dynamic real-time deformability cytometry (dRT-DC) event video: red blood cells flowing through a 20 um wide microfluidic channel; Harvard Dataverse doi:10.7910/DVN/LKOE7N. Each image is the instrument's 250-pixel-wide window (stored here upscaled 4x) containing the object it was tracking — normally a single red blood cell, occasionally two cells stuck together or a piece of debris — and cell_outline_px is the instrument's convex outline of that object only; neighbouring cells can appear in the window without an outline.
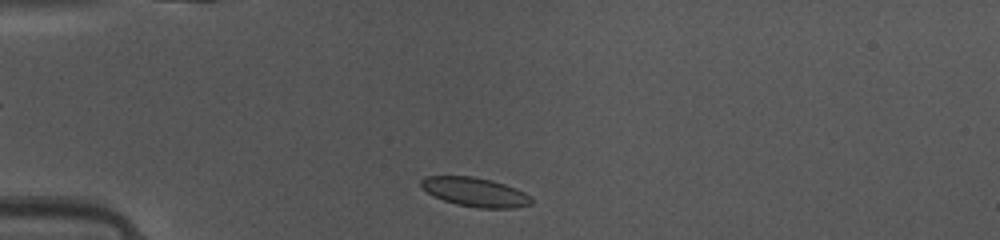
{"species": "common noctule bat (a hibernating species)", "species_latin": "Nyctalus noctula", "temperature_condition": "warm", "stored_images_in_passage": 40, "camera_frame_rate_fps": 3000, "um_per_image_px": 0.085, "animal": {"sex": "female", "body_mass_g": 10.0, "forearm_length_mm": 53.1}, "frame": {"image": 1, "passage_image": 4, "time_ms": 1.0, "image_size_px": [1000, 240], "cell_outline_px": [[532, 204], [512, 208], [480, 208], [456, 204], [432, 196], [420, 184], [420, 180], [424, 176], [472, 176], [492, 180], [516, 188], [532, 196]], "centroid_in_image_um": [40.39, 16.32], "position_along_channel_um": 44.6, "area_um2": 18.73}}
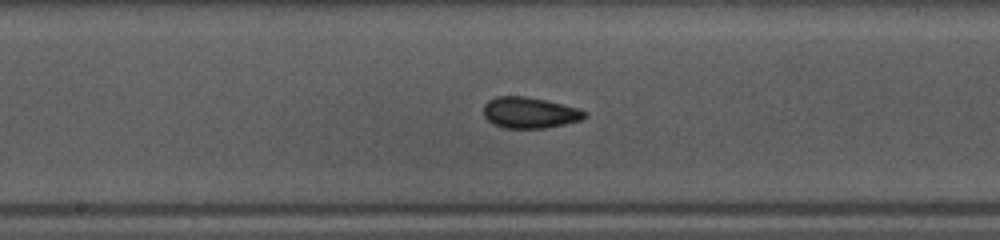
{"frame": {"image": 2, "passage_image": 17, "time_ms": 5.333, "image_size_px": [1000, 240], "cell_outline_px": [[588, 116], [580, 120], [564, 124], [544, 128], [504, 128], [492, 124], [484, 116], [484, 104], [488, 100], [496, 96], [524, 96], [544, 100], [580, 108], [588, 112]], "centroid_in_image_um": [45.02, 9.58], "position_along_channel_um": 203.2, "area_um2": 18.38}}
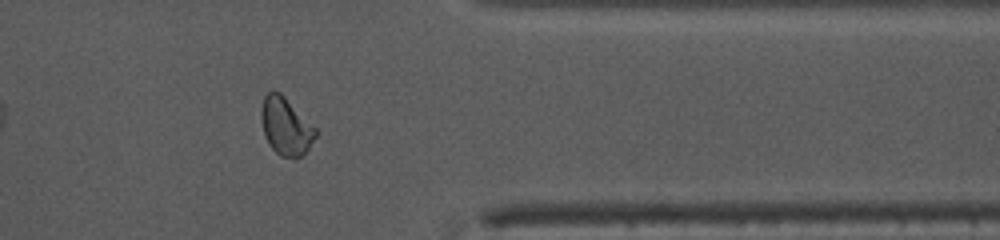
{"frame": {"image": 3, "passage_image": 31, "time_ms": 10.0, "image_size_px": [1000, 240], "cell_outline_px": [[320, 132], [308, 148], [296, 160], [280, 156], [272, 148], [264, 136], [260, 116], [260, 112], [264, 96], [268, 92], [280, 92]], "centroid_in_image_um": [24.3, 10.76], "position_along_channel_um": 387.1, "area_um2": 18.32}, "authors_computed_cell_mechanics": {"area_um2": 18.2648, "velocity_mm_per_s": 4.143, "shape_relaxation_time_tau1_ms": 3.3039, "shape_relaxation_time_tau2_ms": null, "deformation_change_tau1": 0.0947, "deformation_change_tau2": null}}